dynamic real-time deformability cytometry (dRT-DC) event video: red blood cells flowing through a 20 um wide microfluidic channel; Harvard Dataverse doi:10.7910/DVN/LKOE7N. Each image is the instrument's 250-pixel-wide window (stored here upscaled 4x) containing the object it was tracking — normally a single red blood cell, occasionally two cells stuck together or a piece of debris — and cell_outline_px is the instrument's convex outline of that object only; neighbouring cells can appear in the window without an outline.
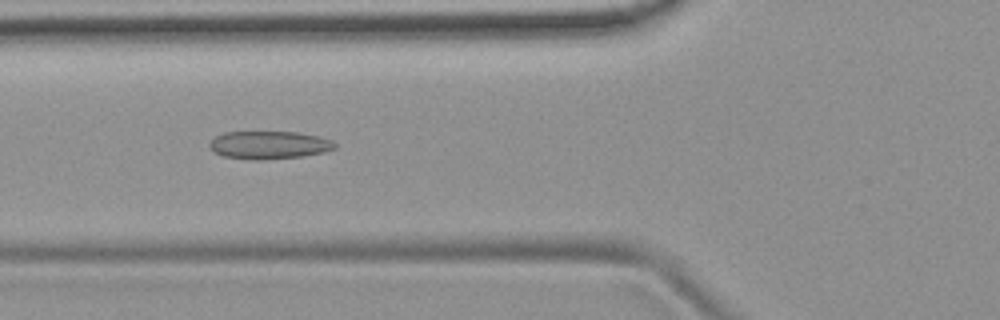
{"species": "common noctule bat (a hibernating species)", "species_latin": "Nyctalus noctula", "temperature_condition": "room temperature", "stored_images_in_passage": 5, "camera_frame_rate_fps": 3000, "um_per_image_px": 0.085, "animal": {"sex": "female", "body_mass_g": 19.9}, "frame": {"image": 1, "passage_image": 3, "time_ms": 2.333, "image_size_px": [1000, 320], "cell_outline_px": [[336, 148], [324, 152], [300, 156], [260, 160], [252, 160], [224, 156], [212, 152], [208, 144], [216, 136], [224, 132], [296, 132], [316, 136], [332, 140], [336, 144]], "centroid_in_image_um": [22.84, 12.33], "position_along_channel_um": 103.0, "area_um2": 20.29}}
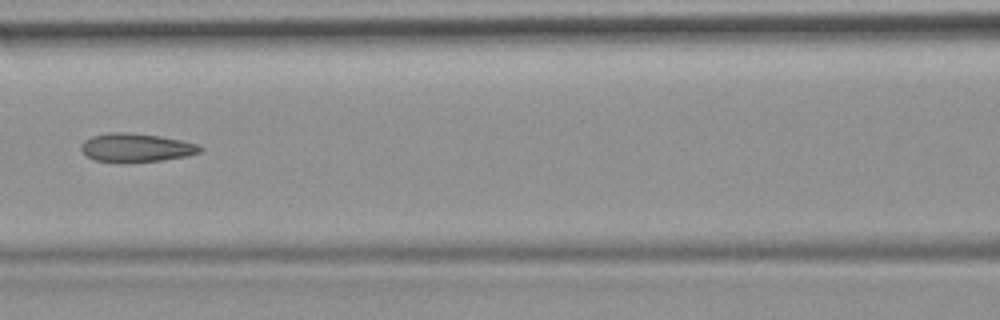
{"frame": {"image": 2, "passage_image": 4, "time_ms": 3.667, "image_size_px": [1000, 320], "cell_outline_px": [[204, 148], [200, 152], [188, 156], [160, 160], [96, 160], [88, 156], [80, 148], [84, 140], [92, 136], [108, 132], [128, 132], [160, 136], [200, 144]], "centroid_in_image_um": [11.63, 12.5], "position_along_channel_um": 155.0, "area_um2": 19.19}}
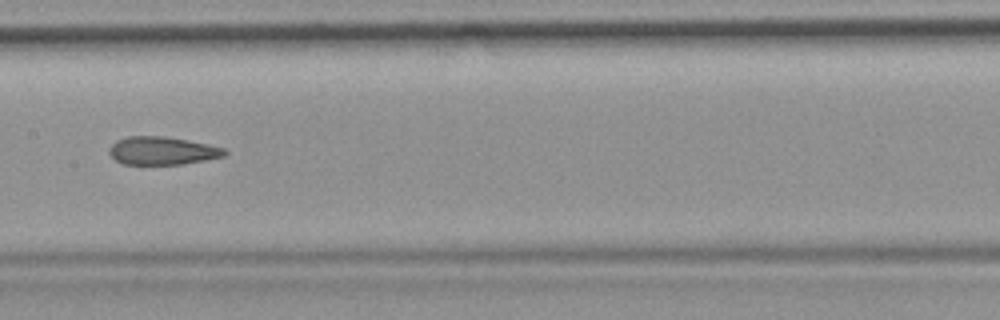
{"frame": {"image": 3, "passage_image": 5, "time_ms": 4.667, "image_size_px": [1000, 320], "cell_outline_px": [[228, 152], [224, 156], [204, 160], [180, 164], [124, 164], [116, 160], [108, 152], [108, 148], [116, 140], [128, 136], [164, 136], [208, 144], [224, 148]], "centroid_in_image_um": [13.77, 12.8], "position_along_channel_um": 193.6, "area_um2": 18.73}}